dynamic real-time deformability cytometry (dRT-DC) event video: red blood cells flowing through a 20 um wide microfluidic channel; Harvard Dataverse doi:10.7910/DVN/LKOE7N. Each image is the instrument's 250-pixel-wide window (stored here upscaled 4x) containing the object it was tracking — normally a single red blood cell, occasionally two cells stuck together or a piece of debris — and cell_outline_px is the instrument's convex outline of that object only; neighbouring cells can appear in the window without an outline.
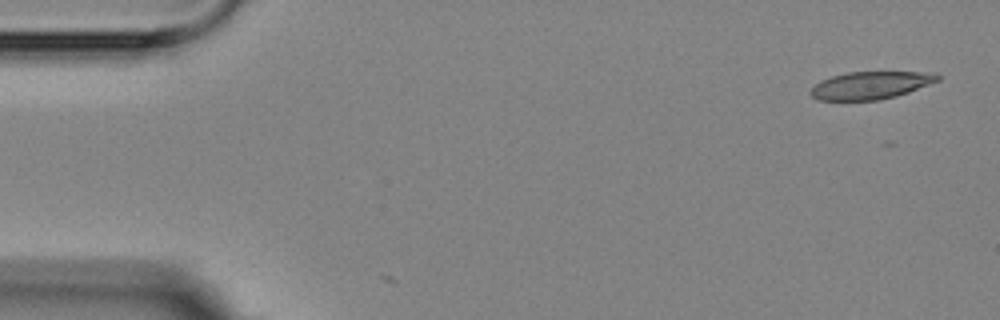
{"species": "Egyptian fruit bat (a non-hibernating species)", "species_latin": "Rousettus aegyptiacus", "temperature_condition": "room temperature", "stored_images_in_passage": 5, "camera_frame_rate_fps": 3000, "um_per_image_px": 0.085, "animal": {"sex": "female"}, "frame": {"image": 1, "passage_image": 1, "time_ms": 0.0, "image_size_px": [1000, 320], "cell_outline_px": [[940, 80], [908, 92], [896, 96], [880, 100], [816, 100], [808, 92], [820, 80], [832, 76], [848, 72], [936, 72], [940, 76]], "centroid_in_image_um": [74.0, 7.25], "position_along_channel_um": 11.0, "area_um2": 20.46}}
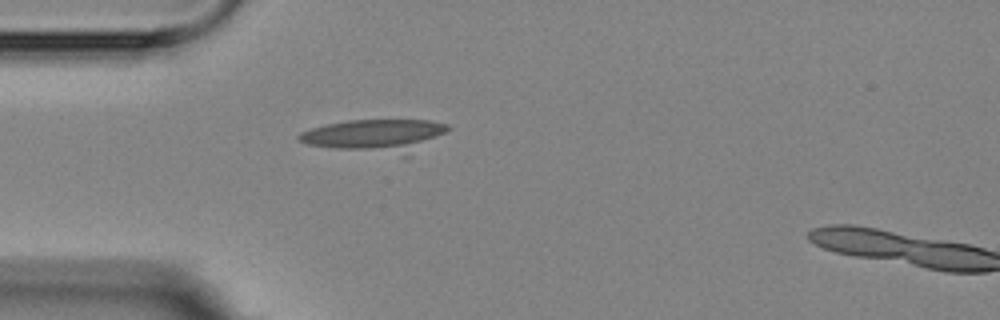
{"frame": {"image": 2, "passage_image": 4, "time_ms": 4.333, "image_size_px": [1000, 320], "cell_outline_px": [[452, 128], [408, 156], [404, 156], [332, 148], [308, 144], [300, 140], [296, 136], [300, 132], [324, 124], [348, 120], [432, 120], [448, 124]], "centroid_in_image_um": [31.95, 11.52], "position_along_channel_um": 53.1, "area_um2": 28.44}}